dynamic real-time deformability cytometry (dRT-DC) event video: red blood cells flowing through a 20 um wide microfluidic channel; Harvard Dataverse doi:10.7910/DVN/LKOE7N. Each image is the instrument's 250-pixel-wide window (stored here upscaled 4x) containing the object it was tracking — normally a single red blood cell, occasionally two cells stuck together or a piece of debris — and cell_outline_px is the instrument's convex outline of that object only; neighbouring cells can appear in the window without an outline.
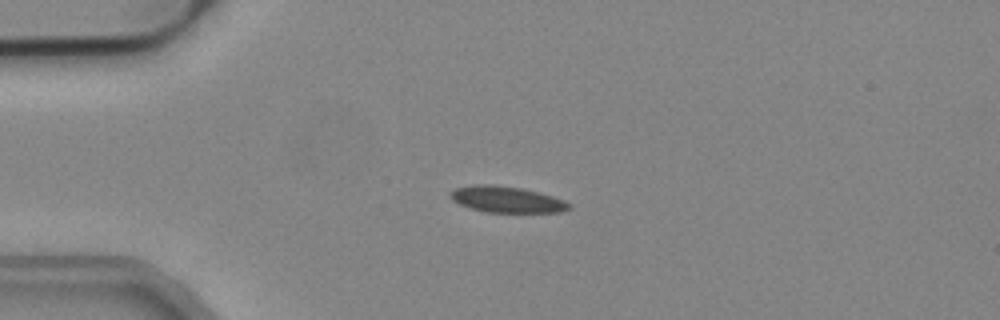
{"species": "common noctule bat (a hibernating species)", "species_latin": "Nyctalus noctula", "temperature_condition": "cold", "stored_images_in_passage": 42, "camera_frame_rate_fps": 3000, "um_per_image_px": 0.085, "animal": {"sex": "male", "body_mass_g": 19.2, "forearm_length_mm": 51.8}, "frame": {"image": 1, "passage_image": 1, "time_ms": 0.0, "image_size_px": [1000, 320], "cell_outline_px": [[568, 208], [560, 212], [484, 212], [460, 204], [452, 200], [448, 196], [448, 192], [456, 188], [472, 184], [496, 184], [520, 188], [552, 196], [564, 200], [568, 204]], "centroid_in_image_um": [42.97, 16.94], "position_along_channel_um": 42.0, "area_um2": 17.98}}
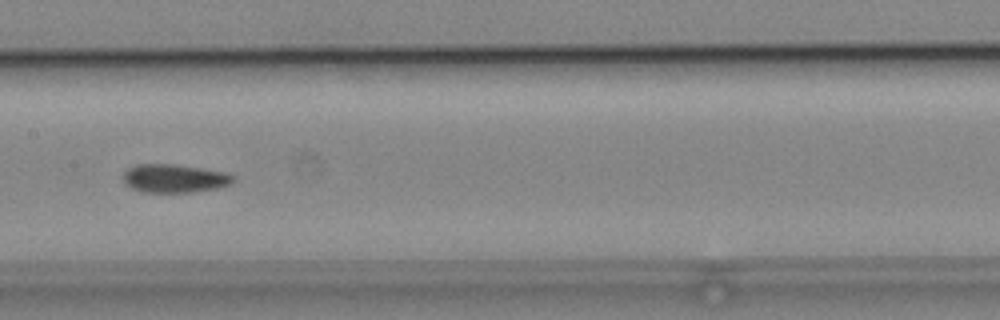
{"frame": {"image": 2, "passage_image": 15, "time_ms": 4.667, "image_size_px": [1000, 320], "cell_outline_px": [[236, 180], [228, 184], [216, 188], [192, 192], [144, 192], [132, 188], [124, 184], [124, 172], [128, 168], [136, 164], [172, 164], [200, 168], [224, 172], [236, 176]], "centroid_in_image_um": [14.81, 15.16], "position_along_channel_um": 192.6, "area_um2": 18.09}}
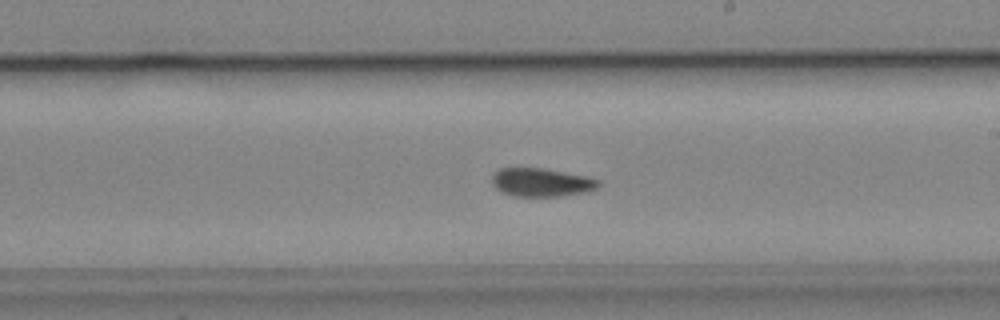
{"frame": {"image": 3, "passage_image": 19, "time_ms": 6.0, "image_size_px": [1000, 320], "cell_outline_px": [[600, 184], [596, 188], [588, 192], [560, 196], [516, 196], [504, 192], [496, 188], [492, 184], [492, 176], [500, 168], [544, 168], [584, 176], [600, 180]], "centroid_in_image_um": [46.03, 15.5], "position_along_channel_um": 243.0, "area_um2": 17.46}, "authors_computed_cell_mechanics": {"area_um2": 17.629, "velocity_mm_per_s": 3.8039, "shape_relaxation_time_tau1_ms": null, "shape_relaxation_time_tau2_ms": 3.9413, "deformation_change_tau1": null, "deformation_change_tau2": 0.0657}}